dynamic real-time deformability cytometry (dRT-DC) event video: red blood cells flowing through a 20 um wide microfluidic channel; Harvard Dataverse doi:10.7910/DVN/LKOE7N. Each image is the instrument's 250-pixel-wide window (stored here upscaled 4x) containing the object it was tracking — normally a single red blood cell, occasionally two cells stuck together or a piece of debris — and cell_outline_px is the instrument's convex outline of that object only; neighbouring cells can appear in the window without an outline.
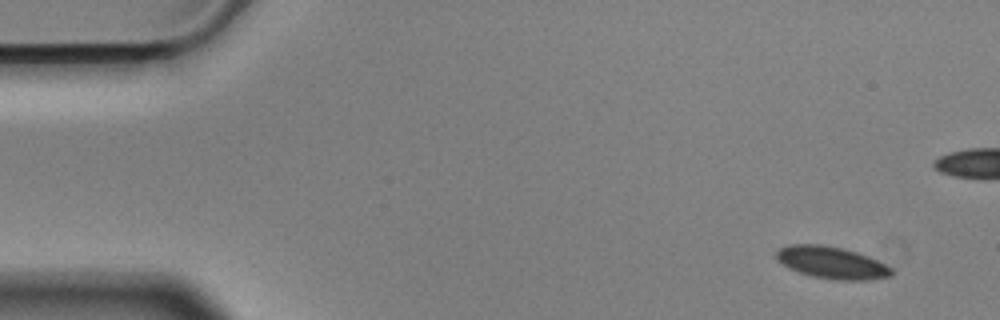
{"species": "Egyptian fruit bat (a non-hibernating species)", "species_latin": "Rousettus aegyptiacus", "temperature_condition": "cold", "stored_images_in_passage": 10, "camera_frame_rate_fps": 3000, "um_per_image_px": 0.085, "animal": {"sex": "male"}, "frame": {"image": 1, "passage_image": 1, "time_ms": 0.0, "image_size_px": [1000, 320], "cell_outline_px": [[892, 276], [872, 280], [836, 280], [812, 276], [788, 268], [776, 260], [776, 252], [780, 248], [788, 244], [820, 244], [840, 248], [856, 252], [868, 256], [892, 268]], "centroid_in_image_um": [70.68, 22.33], "position_along_channel_um": 14.3, "area_um2": 21.5}}